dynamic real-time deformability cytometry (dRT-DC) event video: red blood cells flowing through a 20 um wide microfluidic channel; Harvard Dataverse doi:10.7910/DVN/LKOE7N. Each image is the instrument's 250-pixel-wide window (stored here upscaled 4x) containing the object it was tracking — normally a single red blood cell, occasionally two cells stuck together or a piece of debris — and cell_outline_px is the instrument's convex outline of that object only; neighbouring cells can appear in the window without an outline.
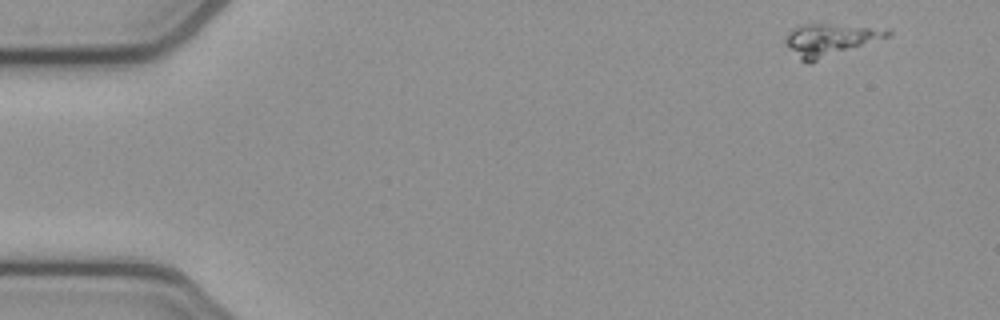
{"species": "common noctule bat (a hibernating species)", "species_latin": "Nyctalus noctula", "temperature_condition": "cold", "stored_images_in_passage": 52, "camera_frame_rate_fps": 3000, "um_per_image_px": 0.085, "animal": {"sex": "female", "body_mass_g": 21.9}, "frame": {"image": 1, "passage_image": 1, "time_ms": 0.0, "image_size_px": [1000, 320], "cell_outline_px": [[892, 32], [888, 36], [812, 64], [808, 64], [800, 60], [784, 44], [784, 40], [788, 32], [792, 28], [800, 24], [828, 24], [888, 28]], "centroid_in_image_um": [70.5, 3.4], "position_along_channel_um": 14.5, "area_um2": 19.48}}
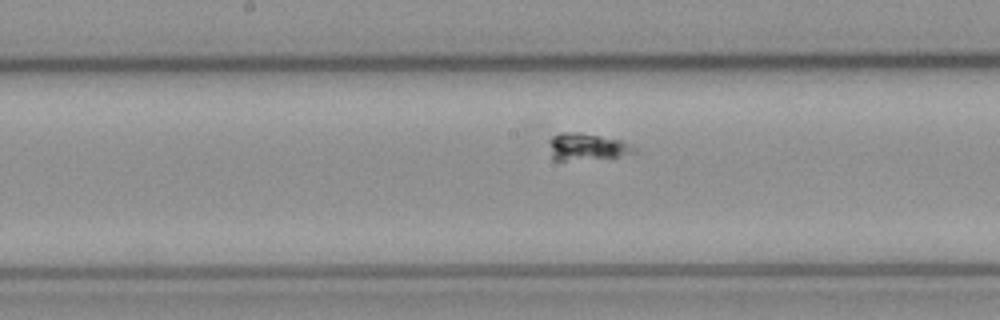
{"frame": {"image": 2, "passage_image": 25, "time_ms": 8.0, "image_size_px": [1000, 320], "cell_outline_px": [[636, 152], [616, 156], [564, 160], [552, 160], [548, 140], [552, 136], [560, 132], [580, 132], [620, 140], [636, 148]], "centroid_in_image_um": [49.8, 12.45], "position_along_channel_um": 198.4, "area_um2": 13.06}}
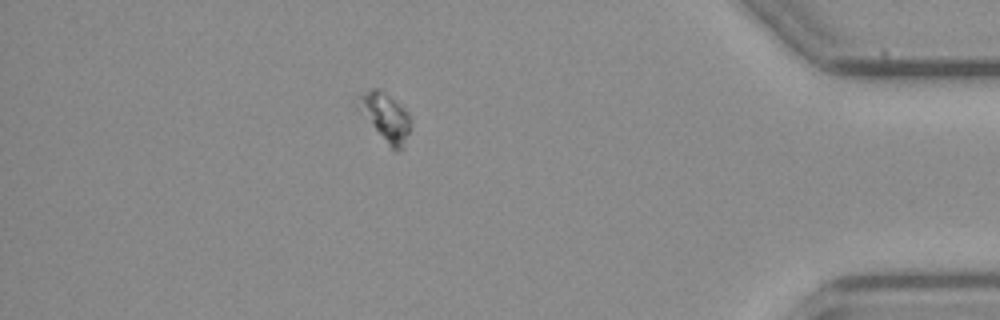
{"frame": {"image": 3, "passage_image": 45, "time_ms": 14.667, "image_size_px": [1000, 320], "cell_outline_px": [[408, 132], [400, 148], [396, 152], [388, 144], [356, 108], [352, 100], [356, 96], [372, 88], [376, 88], [404, 108], [408, 112]], "centroid_in_image_um": [32.63, 9.88], "position_along_channel_um": 402.6, "area_um2": 14.1}}